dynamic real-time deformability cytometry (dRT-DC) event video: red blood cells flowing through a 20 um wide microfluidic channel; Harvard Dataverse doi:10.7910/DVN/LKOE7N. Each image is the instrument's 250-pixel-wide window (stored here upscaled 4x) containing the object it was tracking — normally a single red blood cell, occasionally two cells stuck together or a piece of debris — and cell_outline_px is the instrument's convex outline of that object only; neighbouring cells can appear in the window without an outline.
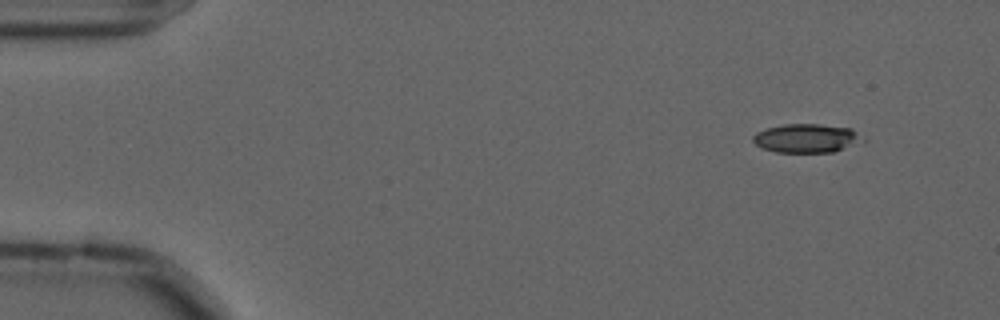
{"species": "common noctule bat (a hibernating species)", "species_latin": "Nyctalus noctula", "temperature_condition": "cold", "stored_images_in_passage": 19, "camera_frame_rate_fps": 3000, "um_per_image_px": 0.085, "animal": {"sex": "male", "forearm_length_mm": 52.5}, "frame": {"image": 1, "passage_image": 1, "time_ms": 0.0, "image_size_px": [1000, 320], "cell_outline_px": [[864, 144], [832, 152], [776, 152], [764, 148], [756, 144], [752, 140], [752, 136], [756, 132], [768, 128], [784, 124], [820, 124], [852, 128], [864, 136]], "centroid_in_image_um": [68.66, 11.75], "position_along_channel_um": 16.3, "area_um2": 18.73}}
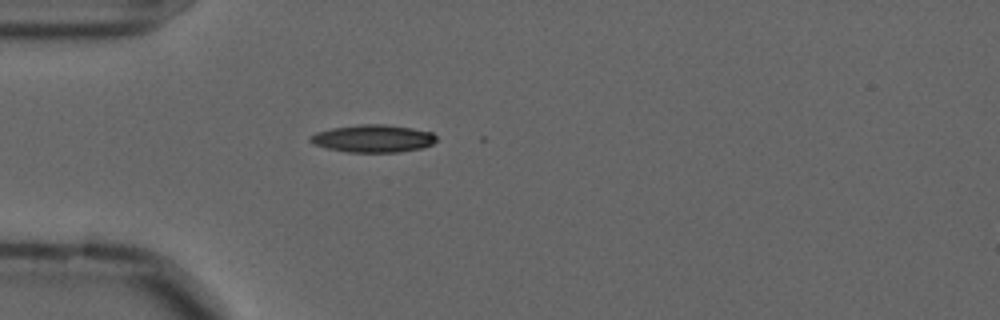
{"frame": {"image": 2, "passage_image": 12, "time_ms": 3.667, "image_size_px": [1000, 320], "cell_outline_px": [[436, 140], [432, 144], [424, 148], [400, 152], [348, 152], [328, 148], [316, 144], [308, 140], [308, 136], [316, 132], [332, 128], [360, 124], [384, 124], [412, 128], [432, 132], [436, 136]], "centroid_in_image_um": [31.73, 11.77], "position_along_channel_um": 53.3, "area_um2": 20.29}}
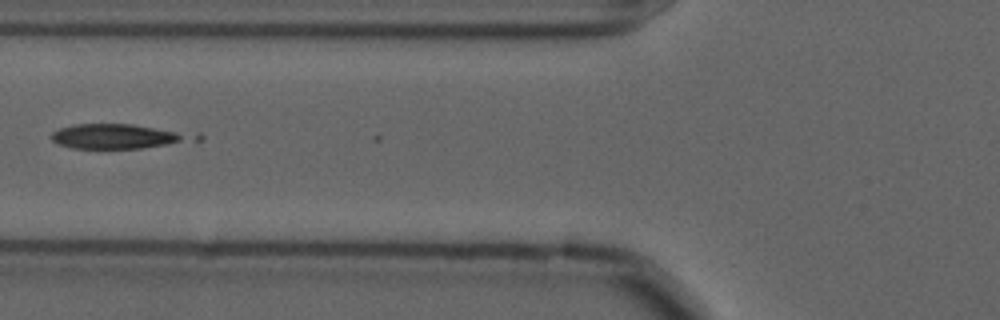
{"frame": {"image": 3, "passage_image": 18, "time_ms": 5.667, "image_size_px": [1000, 320], "cell_outline_px": [[204, 140], [140, 148], [72, 148], [56, 144], [52, 140], [52, 132], [60, 128], [76, 124], [132, 124], [200, 132], [204, 136]], "centroid_in_image_um": [10.27, 11.58], "position_along_channel_um": 115.5, "area_um2": 21.27}}